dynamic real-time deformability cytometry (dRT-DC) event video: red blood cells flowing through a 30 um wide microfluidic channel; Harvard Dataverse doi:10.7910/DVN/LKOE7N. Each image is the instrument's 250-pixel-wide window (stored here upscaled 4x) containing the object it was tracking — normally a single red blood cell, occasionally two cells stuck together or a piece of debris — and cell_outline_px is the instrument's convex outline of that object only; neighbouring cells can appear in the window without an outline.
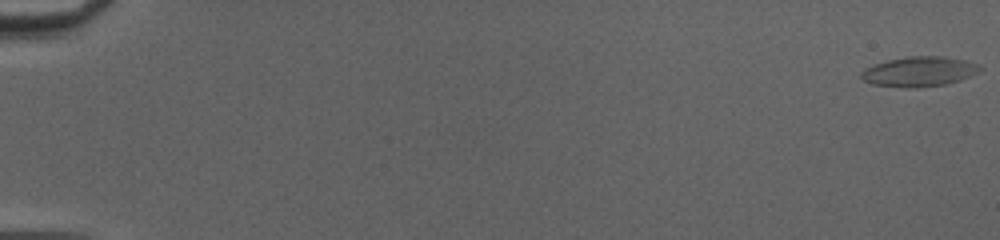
{"species": "common noctule bat (a hibernating species)", "species_latin": "Nyctalus noctula", "temperature_condition": "cold", "stored_images_in_passage": 53, "camera_frame_rate_fps": 3000, "um_per_image_px": 0.085, "animal": {"sex": "female", "body_mass_g": 20.0, "forearm_length_mm": 54.0}, "frame": {"image": 1, "passage_image": 1, "time_ms": 0.0, "image_size_px": [1000, 240], "cell_outline_px": [[984, 68], [960, 80], [944, 84], [916, 88], [908, 88], [872, 84], [864, 80], [860, 76], [860, 72], [864, 68], [888, 60], [908, 56], [944, 56], [964, 60], [980, 64]], "centroid_in_image_um": [78.12, 6.08], "position_along_channel_um": 6.9, "area_um2": 20.63}}
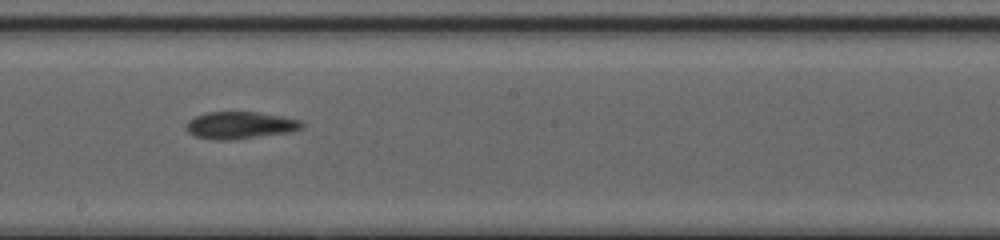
{"frame": {"image": 2, "passage_image": 32, "time_ms": 10.333, "image_size_px": [1000, 240], "cell_outline_px": [[304, 128], [288, 132], [232, 140], [216, 140], [196, 136], [188, 132], [188, 120], [196, 116], [208, 112], [260, 112], [300, 120], [304, 124]], "centroid_in_image_um": [20.43, 10.64], "position_along_channel_um": 227.8, "area_um2": 18.09}}
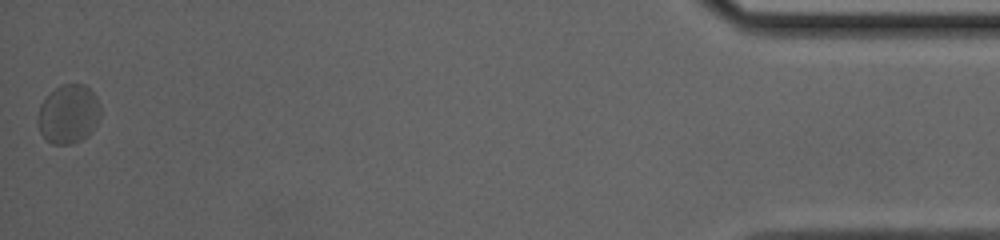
{"frame": {"image": 3, "passage_image": 53, "time_ms": 17.333, "image_size_px": [1000, 240], "cell_outline_px": [[100, 116], [96, 124], [88, 136], [80, 140], [68, 144], [52, 144], [40, 132], [36, 116], [40, 104], [60, 84], [84, 84], [96, 96], [100, 108]], "centroid_in_image_um": [5.81, 9.69], "position_along_channel_um": 429.4, "area_um2": 21.39}, "authors_computed_cell_mechanics": {"area_um2": 18.785, "velocity_mm_per_s": 4.0662, "shape_relaxation_time_tau1_ms": 6.3571, "shape_relaxation_time_tau2_ms": 2.4886, "deformation_change_tau1": 0.1251, "deformation_change_tau2": 0.0813}}